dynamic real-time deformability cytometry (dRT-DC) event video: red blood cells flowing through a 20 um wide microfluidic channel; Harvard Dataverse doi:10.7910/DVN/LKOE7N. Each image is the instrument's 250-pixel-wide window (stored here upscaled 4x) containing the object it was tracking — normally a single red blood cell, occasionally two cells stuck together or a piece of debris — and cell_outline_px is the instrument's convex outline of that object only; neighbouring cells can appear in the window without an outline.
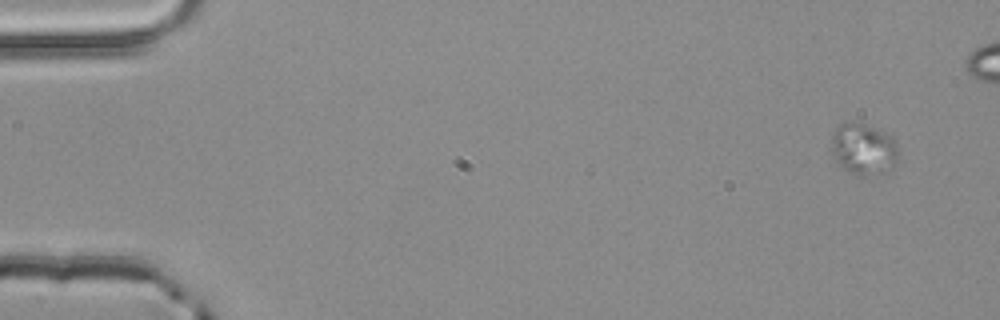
{"species": "common noctule bat (a hibernating species)", "species_latin": "Nyctalus noctula", "temperature_condition": "room temperature", "stored_images_in_passage": 5, "camera_frame_rate_fps": 3000, "um_per_image_px": 0.085, "animal": {"sex": "male", "body_mass_g": 20.4}, "frame": {"image": 1, "passage_image": 1, "time_ms": 0.0, "image_size_px": [1000, 320], "cell_outline_px": [[896, 160], [892, 168], [880, 172], [864, 176], [860, 176], [844, 168], [836, 160], [832, 148], [832, 136], [836, 128], [840, 124], [864, 124], [884, 132], [892, 136], [896, 144]], "centroid_in_image_um": [73.4, 12.67], "position_along_channel_um": 11.6, "area_um2": 19.25}}
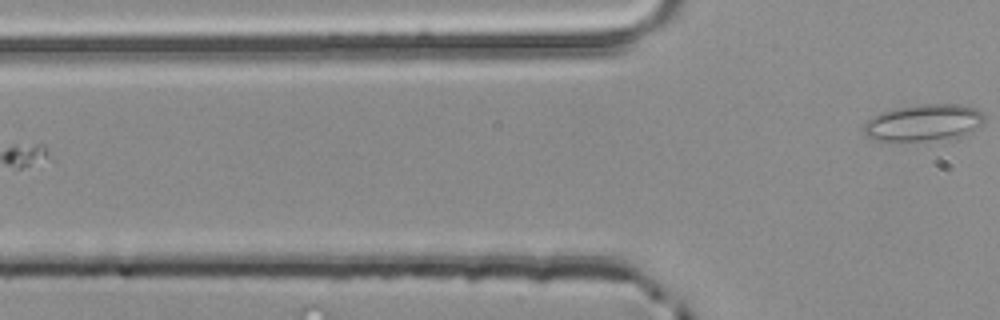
{"frame": {"image": 2, "passage_image": 5, "time_ms": 1.333, "image_size_px": [1000, 320], "cell_outline_px": [[984, 120], [972, 132], [960, 136], [928, 140], [880, 144], [864, 136], [864, 124], [872, 116], [880, 112], [896, 108], [920, 104], [960, 104], [976, 108], [984, 112]], "centroid_in_image_um": [78.42, 10.46], "position_along_channel_um": 47.4, "area_um2": 26.59}}